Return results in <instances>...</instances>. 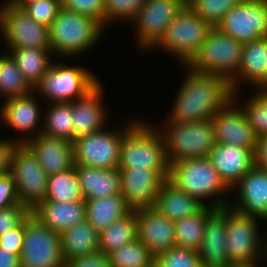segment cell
I'll use <instances>...</instances> for the list:
<instances>
[{"mask_svg":"<svg viewBox=\"0 0 267 267\" xmlns=\"http://www.w3.org/2000/svg\"><path fill=\"white\" fill-rule=\"evenodd\" d=\"M121 175V196L131 211L153 208L164 180L147 168H118Z\"/></svg>","mask_w":267,"mask_h":267,"instance_id":"20","label":"cell"},{"mask_svg":"<svg viewBox=\"0 0 267 267\" xmlns=\"http://www.w3.org/2000/svg\"><path fill=\"white\" fill-rule=\"evenodd\" d=\"M103 85L105 84L101 81L85 97L71 102L73 140L103 130L111 124L112 121L115 122L113 119H115L116 116L114 113H111L114 108L109 106L105 99L107 98L108 86L105 87ZM113 115L114 118H112Z\"/></svg>","mask_w":267,"mask_h":267,"instance_id":"17","label":"cell"},{"mask_svg":"<svg viewBox=\"0 0 267 267\" xmlns=\"http://www.w3.org/2000/svg\"><path fill=\"white\" fill-rule=\"evenodd\" d=\"M145 3L146 0H104V28L111 32L120 24L129 26Z\"/></svg>","mask_w":267,"mask_h":267,"instance_id":"38","label":"cell"},{"mask_svg":"<svg viewBox=\"0 0 267 267\" xmlns=\"http://www.w3.org/2000/svg\"><path fill=\"white\" fill-rule=\"evenodd\" d=\"M157 267H203L198 252L174 246L155 257Z\"/></svg>","mask_w":267,"mask_h":267,"instance_id":"41","label":"cell"},{"mask_svg":"<svg viewBox=\"0 0 267 267\" xmlns=\"http://www.w3.org/2000/svg\"><path fill=\"white\" fill-rule=\"evenodd\" d=\"M186 6V0H146V3L129 24L134 48L139 54L147 53L159 42L169 24ZM134 36V37H133Z\"/></svg>","mask_w":267,"mask_h":267,"instance_id":"10","label":"cell"},{"mask_svg":"<svg viewBox=\"0 0 267 267\" xmlns=\"http://www.w3.org/2000/svg\"><path fill=\"white\" fill-rule=\"evenodd\" d=\"M37 1H42V0H15L13 5L18 7V8H22L23 9L27 4L34 3V2H37Z\"/></svg>","mask_w":267,"mask_h":267,"instance_id":"52","label":"cell"},{"mask_svg":"<svg viewBox=\"0 0 267 267\" xmlns=\"http://www.w3.org/2000/svg\"><path fill=\"white\" fill-rule=\"evenodd\" d=\"M197 252L203 267H223L231 263L226 249V206L208 217Z\"/></svg>","mask_w":267,"mask_h":267,"instance_id":"25","label":"cell"},{"mask_svg":"<svg viewBox=\"0 0 267 267\" xmlns=\"http://www.w3.org/2000/svg\"><path fill=\"white\" fill-rule=\"evenodd\" d=\"M216 208L205 206L199 213L174 221L175 246L198 251L202 243L205 224Z\"/></svg>","mask_w":267,"mask_h":267,"instance_id":"34","label":"cell"},{"mask_svg":"<svg viewBox=\"0 0 267 267\" xmlns=\"http://www.w3.org/2000/svg\"><path fill=\"white\" fill-rule=\"evenodd\" d=\"M137 239V211H130L99 233V251L109 255Z\"/></svg>","mask_w":267,"mask_h":267,"instance_id":"33","label":"cell"},{"mask_svg":"<svg viewBox=\"0 0 267 267\" xmlns=\"http://www.w3.org/2000/svg\"><path fill=\"white\" fill-rule=\"evenodd\" d=\"M112 267H149L155 256L138 239L125 244L109 255Z\"/></svg>","mask_w":267,"mask_h":267,"instance_id":"39","label":"cell"},{"mask_svg":"<svg viewBox=\"0 0 267 267\" xmlns=\"http://www.w3.org/2000/svg\"><path fill=\"white\" fill-rule=\"evenodd\" d=\"M242 49L243 43L213 28L187 66L196 72L221 76L231 81L237 73Z\"/></svg>","mask_w":267,"mask_h":267,"instance_id":"12","label":"cell"},{"mask_svg":"<svg viewBox=\"0 0 267 267\" xmlns=\"http://www.w3.org/2000/svg\"><path fill=\"white\" fill-rule=\"evenodd\" d=\"M17 63L22 75L35 88L56 59L51 49H5Z\"/></svg>","mask_w":267,"mask_h":267,"instance_id":"30","label":"cell"},{"mask_svg":"<svg viewBox=\"0 0 267 267\" xmlns=\"http://www.w3.org/2000/svg\"><path fill=\"white\" fill-rule=\"evenodd\" d=\"M84 200L121 194L119 169L75 165Z\"/></svg>","mask_w":267,"mask_h":267,"instance_id":"27","label":"cell"},{"mask_svg":"<svg viewBox=\"0 0 267 267\" xmlns=\"http://www.w3.org/2000/svg\"><path fill=\"white\" fill-rule=\"evenodd\" d=\"M61 8V0H42L27 4L23 9L36 22L49 28Z\"/></svg>","mask_w":267,"mask_h":267,"instance_id":"42","label":"cell"},{"mask_svg":"<svg viewBox=\"0 0 267 267\" xmlns=\"http://www.w3.org/2000/svg\"><path fill=\"white\" fill-rule=\"evenodd\" d=\"M250 91H234L233 99L243 109L256 136L259 138L267 134V88H256Z\"/></svg>","mask_w":267,"mask_h":267,"instance_id":"32","label":"cell"},{"mask_svg":"<svg viewBox=\"0 0 267 267\" xmlns=\"http://www.w3.org/2000/svg\"><path fill=\"white\" fill-rule=\"evenodd\" d=\"M216 143L231 144L256 152L258 137L240 105L232 99L211 118Z\"/></svg>","mask_w":267,"mask_h":267,"instance_id":"19","label":"cell"},{"mask_svg":"<svg viewBox=\"0 0 267 267\" xmlns=\"http://www.w3.org/2000/svg\"><path fill=\"white\" fill-rule=\"evenodd\" d=\"M208 158L229 190L255 166L253 150L231 144L216 143Z\"/></svg>","mask_w":267,"mask_h":267,"instance_id":"22","label":"cell"},{"mask_svg":"<svg viewBox=\"0 0 267 267\" xmlns=\"http://www.w3.org/2000/svg\"><path fill=\"white\" fill-rule=\"evenodd\" d=\"M66 10L90 16L104 26V0H61Z\"/></svg>","mask_w":267,"mask_h":267,"instance_id":"44","label":"cell"},{"mask_svg":"<svg viewBox=\"0 0 267 267\" xmlns=\"http://www.w3.org/2000/svg\"><path fill=\"white\" fill-rule=\"evenodd\" d=\"M228 206L267 225V170L255 165L230 190Z\"/></svg>","mask_w":267,"mask_h":267,"instance_id":"18","label":"cell"},{"mask_svg":"<svg viewBox=\"0 0 267 267\" xmlns=\"http://www.w3.org/2000/svg\"><path fill=\"white\" fill-rule=\"evenodd\" d=\"M46 200L53 202L84 200L75 166L67 171L49 175Z\"/></svg>","mask_w":267,"mask_h":267,"instance_id":"37","label":"cell"},{"mask_svg":"<svg viewBox=\"0 0 267 267\" xmlns=\"http://www.w3.org/2000/svg\"><path fill=\"white\" fill-rule=\"evenodd\" d=\"M206 205L200 200L177 189L165 180L156 197L154 209L171 221L199 213Z\"/></svg>","mask_w":267,"mask_h":267,"instance_id":"28","label":"cell"},{"mask_svg":"<svg viewBox=\"0 0 267 267\" xmlns=\"http://www.w3.org/2000/svg\"><path fill=\"white\" fill-rule=\"evenodd\" d=\"M241 0H187L186 5L213 28Z\"/></svg>","mask_w":267,"mask_h":267,"instance_id":"40","label":"cell"},{"mask_svg":"<svg viewBox=\"0 0 267 267\" xmlns=\"http://www.w3.org/2000/svg\"><path fill=\"white\" fill-rule=\"evenodd\" d=\"M178 67L182 70V77L179 84H175L179 86L169 103L170 109L166 110L164 117L167 120L193 123L211 119L233 99L234 91L229 80L196 72L187 65Z\"/></svg>","mask_w":267,"mask_h":267,"instance_id":"1","label":"cell"},{"mask_svg":"<svg viewBox=\"0 0 267 267\" xmlns=\"http://www.w3.org/2000/svg\"><path fill=\"white\" fill-rule=\"evenodd\" d=\"M265 224L226 206V249L231 262H267Z\"/></svg>","mask_w":267,"mask_h":267,"instance_id":"9","label":"cell"},{"mask_svg":"<svg viewBox=\"0 0 267 267\" xmlns=\"http://www.w3.org/2000/svg\"><path fill=\"white\" fill-rule=\"evenodd\" d=\"M60 236L65 263L76 257L99 251V232L87 220L68 228Z\"/></svg>","mask_w":267,"mask_h":267,"instance_id":"29","label":"cell"},{"mask_svg":"<svg viewBox=\"0 0 267 267\" xmlns=\"http://www.w3.org/2000/svg\"><path fill=\"white\" fill-rule=\"evenodd\" d=\"M137 239L157 257L175 246L174 221L154 208L137 210Z\"/></svg>","mask_w":267,"mask_h":267,"instance_id":"23","label":"cell"},{"mask_svg":"<svg viewBox=\"0 0 267 267\" xmlns=\"http://www.w3.org/2000/svg\"><path fill=\"white\" fill-rule=\"evenodd\" d=\"M25 221L18 227L0 236V247L16 254L19 258L23 249Z\"/></svg>","mask_w":267,"mask_h":267,"instance_id":"45","label":"cell"},{"mask_svg":"<svg viewBox=\"0 0 267 267\" xmlns=\"http://www.w3.org/2000/svg\"><path fill=\"white\" fill-rule=\"evenodd\" d=\"M168 181L206 206L216 209L228 206L230 190L208 157L186 158L171 163Z\"/></svg>","mask_w":267,"mask_h":267,"instance_id":"5","label":"cell"},{"mask_svg":"<svg viewBox=\"0 0 267 267\" xmlns=\"http://www.w3.org/2000/svg\"><path fill=\"white\" fill-rule=\"evenodd\" d=\"M266 265V266H265ZM267 267V262H231L223 267Z\"/></svg>","mask_w":267,"mask_h":267,"instance_id":"51","label":"cell"},{"mask_svg":"<svg viewBox=\"0 0 267 267\" xmlns=\"http://www.w3.org/2000/svg\"><path fill=\"white\" fill-rule=\"evenodd\" d=\"M0 39H1V33H0ZM0 43H1V40H0ZM1 45H2V44H0V48H1ZM0 51H1V49H0Z\"/></svg>","mask_w":267,"mask_h":267,"instance_id":"55","label":"cell"},{"mask_svg":"<svg viewBox=\"0 0 267 267\" xmlns=\"http://www.w3.org/2000/svg\"><path fill=\"white\" fill-rule=\"evenodd\" d=\"M148 119L163 136L170 164L186 158L208 157L216 145L211 119L193 123L172 122L165 117L157 118V122L153 117Z\"/></svg>","mask_w":267,"mask_h":267,"instance_id":"7","label":"cell"},{"mask_svg":"<svg viewBox=\"0 0 267 267\" xmlns=\"http://www.w3.org/2000/svg\"><path fill=\"white\" fill-rule=\"evenodd\" d=\"M10 175L14 179L21 204L32 210L46 199L49 175L26 144H17L12 152Z\"/></svg>","mask_w":267,"mask_h":267,"instance_id":"14","label":"cell"},{"mask_svg":"<svg viewBox=\"0 0 267 267\" xmlns=\"http://www.w3.org/2000/svg\"><path fill=\"white\" fill-rule=\"evenodd\" d=\"M0 33L3 51L16 48L51 49L49 28L13 4L0 7Z\"/></svg>","mask_w":267,"mask_h":267,"instance_id":"13","label":"cell"},{"mask_svg":"<svg viewBox=\"0 0 267 267\" xmlns=\"http://www.w3.org/2000/svg\"><path fill=\"white\" fill-rule=\"evenodd\" d=\"M31 215L40 224L61 234L86 220V203L85 200L53 202L45 199L31 210Z\"/></svg>","mask_w":267,"mask_h":267,"instance_id":"26","label":"cell"},{"mask_svg":"<svg viewBox=\"0 0 267 267\" xmlns=\"http://www.w3.org/2000/svg\"><path fill=\"white\" fill-rule=\"evenodd\" d=\"M19 202L14 179L10 174L0 177V210Z\"/></svg>","mask_w":267,"mask_h":267,"instance_id":"47","label":"cell"},{"mask_svg":"<svg viewBox=\"0 0 267 267\" xmlns=\"http://www.w3.org/2000/svg\"><path fill=\"white\" fill-rule=\"evenodd\" d=\"M31 210L17 202L0 210V236L21 225L29 216Z\"/></svg>","mask_w":267,"mask_h":267,"instance_id":"43","label":"cell"},{"mask_svg":"<svg viewBox=\"0 0 267 267\" xmlns=\"http://www.w3.org/2000/svg\"><path fill=\"white\" fill-rule=\"evenodd\" d=\"M15 0H0V7L6 4H13Z\"/></svg>","mask_w":267,"mask_h":267,"instance_id":"53","label":"cell"},{"mask_svg":"<svg viewBox=\"0 0 267 267\" xmlns=\"http://www.w3.org/2000/svg\"><path fill=\"white\" fill-rule=\"evenodd\" d=\"M66 267H112L109 256L96 251L76 257L66 263Z\"/></svg>","mask_w":267,"mask_h":267,"instance_id":"46","label":"cell"},{"mask_svg":"<svg viewBox=\"0 0 267 267\" xmlns=\"http://www.w3.org/2000/svg\"><path fill=\"white\" fill-rule=\"evenodd\" d=\"M0 267H20V258L0 247Z\"/></svg>","mask_w":267,"mask_h":267,"instance_id":"50","label":"cell"},{"mask_svg":"<svg viewBox=\"0 0 267 267\" xmlns=\"http://www.w3.org/2000/svg\"><path fill=\"white\" fill-rule=\"evenodd\" d=\"M142 117L123 135L118 168H147L168 180L170 163L163 136L156 126Z\"/></svg>","mask_w":267,"mask_h":267,"instance_id":"4","label":"cell"},{"mask_svg":"<svg viewBox=\"0 0 267 267\" xmlns=\"http://www.w3.org/2000/svg\"><path fill=\"white\" fill-rule=\"evenodd\" d=\"M230 83L233 91L267 88V37L243 44L240 64Z\"/></svg>","mask_w":267,"mask_h":267,"instance_id":"21","label":"cell"},{"mask_svg":"<svg viewBox=\"0 0 267 267\" xmlns=\"http://www.w3.org/2000/svg\"><path fill=\"white\" fill-rule=\"evenodd\" d=\"M149 267H157V264L154 263V264L150 265Z\"/></svg>","mask_w":267,"mask_h":267,"instance_id":"54","label":"cell"},{"mask_svg":"<svg viewBox=\"0 0 267 267\" xmlns=\"http://www.w3.org/2000/svg\"><path fill=\"white\" fill-rule=\"evenodd\" d=\"M44 107L42 133L73 142L71 102L48 103Z\"/></svg>","mask_w":267,"mask_h":267,"instance_id":"36","label":"cell"},{"mask_svg":"<svg viewBox=\"0 0 267 267\" xmlns=\"http://www.w3.org/2000/svg\"><path fill=\"white\" fill-rule=\"evenodd\" d=\"M25 144L37 156L38 163L48 175L64 172L75 166L71 141L41 133Z\"/></svg>","mask_w":267,"mask_h":267,"instance_id":"24","label":"cell"},{"mask_svg":"<svg viewBox=\"0 0 267 267\" xmlns=\"http://www.w3.org/2000/svg\"><path fill=\"white\" fill-rule=\"evenodd\" d=\"M212 29L208 22L186 5L169 24L159 42L147 53L146 58L149 55L153 57V53L157 52L159 55L160 52L164 57L166 55L173 58L171 61L177 66L188 65L197 55Z\"/></svg>","mask_w":267,"mask_h":267,"instance_id":"6","label":"cell"},{"mask_svg":"<svg viewBox=\"0 0 267 267\" xmlns=\"http://www.w3.org/2000/svg\"><path fill=\"white\" fill-rule=\"evenodd\" d=\"M255 165L267 170V134L258 138Z\"/></svg>","mask_w":267,"mask_h":267,"instance_id":"49","label":"cell"},{"mask_svg":"<svg viewBox=\"0 0 267 267\" xmlns=\"http://www.w3.org/2000/svg\"><path fill=\"white\" fill-rule=\"evenodd\" d=\"M20 267H66L61 236L40 224L32 215L25 220V235Z\"/></svg>","mask_w":267,"mask_h":267,"instance_id":"15","label":"cell"},{"mask_svg":"<svg viewBox=\"0 0 267 267\" xmlns=\"http://www.w3.org/2000/svg\"><path fill=\"white\" fill-rule=\"evenodd\" d=\"M85 203L86 220L99 233L131 211L121 194L85 200Z\"/></svg>","mask_w":267,"mask_h":267,"instance_id":"31","label":"cell"},{"mask_svg":"<svg viewBox=\"0 0 267 267\" xmlns=\"http://www.w3.org/2000/svg\"><path fill=\"white\" fill-rule=\"evenodd\" d=\"M43 106L45 102L34 90L27 95L2 101L0 128L4 127V136L15 140L18 144H25L29 139L41 134L45 108Z\"/></svg>","mask_w":267,"mask_h":267,"instance_id":"11","label":"cell"},{"mask_svg":"<svg viewBox=\"0 0 267 267\" xmlns=\"http://www.w3.org/2000/svg\"><path fill=\"white\" fill-rule=\"evenodd\" d=\"M17 142L0 134V177L10 174L11 158Z\"/></svg>","mask_w":267,"mask_h":267,"instance_id":"48","label":"cell"},{"mask_svg":"<svg viewBox=\"0 0 267 267\" xmlns=\"http://www.w3.org/2000/svg\"><path fill=\"white\" fill-rule=\"evenodd\" d=\"M109 34L96 19L62 7L49 27V42L56 58L85 59Z\"/></svg>","mask_w":267,"mask_h":267,"instance_id":"2","label":"cell"},{"mask_svg":"<svg viewBox=\"0 0 267 267\" xmlns=\"http://www.w3.org/2000/svg\"><path fill=\"white\" fill-rule=\"evenodd\" d=\"M80 59V63L79 58H56L53 61L34 88L45 104L72 102L83 98L102 81L97 70L95 72L92 67L90 69V65L84 66L81 63L84 58Z\"/></svg>","mask_w":267,"mask_h":267,"instance_id":"3","label":"cell"},{"mask_svg":"<svg viewBox=\"0 0 267 267\" xmlns=\"http://www.w3.org/2000/svg\"><path fill=\"white\" fill-rule=\"evenodd\" d=\"M240 43L267 37V0H241L216 27Z\"/></svg>","mask_w":267,"mask_h":267,"instance_id":"16","label":"cell"},{"mask_svg":"<svg viewBox=\"0 0 267 267\" xmlns=\"http://www.w3.org/2000/svg\"><path fill=\"white\" fill-rule=\"evenodd\" d=\"M141 117L128 114L124 117L125 119L121 117V121L111 123L103 130L73 140L75 165L118 169L123 135Z\"/></svg>","mask_w":267,"mask_h":267,"instance_id":"8","label":"cell"},{"mask_svg":"<svg viewBox=\"0 0 267 267\" xmlns=\"http://www.w3.org/2000/svg\"><path fill=\"white\" fill-rule=\"evenodd\" d=\"M34 88L22 75L9 52L0 51V103L6 99L24 96Z\"/></svg>","mask_w":267,"mask_h":267,"instance_id":"35","label":"cell"}]
</instances>
